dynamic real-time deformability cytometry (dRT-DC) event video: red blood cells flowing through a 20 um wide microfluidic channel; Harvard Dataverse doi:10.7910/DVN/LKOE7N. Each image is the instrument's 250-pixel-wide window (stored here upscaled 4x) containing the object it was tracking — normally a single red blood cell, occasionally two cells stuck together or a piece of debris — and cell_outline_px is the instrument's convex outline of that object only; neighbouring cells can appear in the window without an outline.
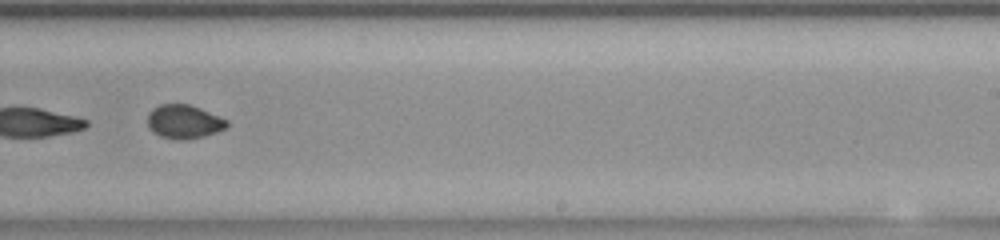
{"species": "common noctule bat (a hibernating species)", "species_latin": "Nyctalus noctula", "temperature_condition": "room temperature", "stored_images_in_passage": 52, "segment_of_instrument_passage": [2, 2], "camera_frame_rate_fps": 3000, "um_per_image_px": 0.085, "animal": {"sex": "female", "body_mass_g": 23.0, "forearm_length_mm": 53.4}, "frame": {"image": 1, "passage_image": 33, "time_ms": 10.667, "image_size_px": [1000, 240], "cell_outline_px": [[228, 124], [224, 128], [216, 132], [204, 136], [184, 140], [180, 140], [160, 136], [152, 132], [148, 128], [148, 112], [152, 108], [160, 104], [188, 104], [200, 108], [228, 120]], "centroid_in_image_um": [15.6, 10.34], "position_along_channel_um": 273.4, "area_um2": 15.61}}